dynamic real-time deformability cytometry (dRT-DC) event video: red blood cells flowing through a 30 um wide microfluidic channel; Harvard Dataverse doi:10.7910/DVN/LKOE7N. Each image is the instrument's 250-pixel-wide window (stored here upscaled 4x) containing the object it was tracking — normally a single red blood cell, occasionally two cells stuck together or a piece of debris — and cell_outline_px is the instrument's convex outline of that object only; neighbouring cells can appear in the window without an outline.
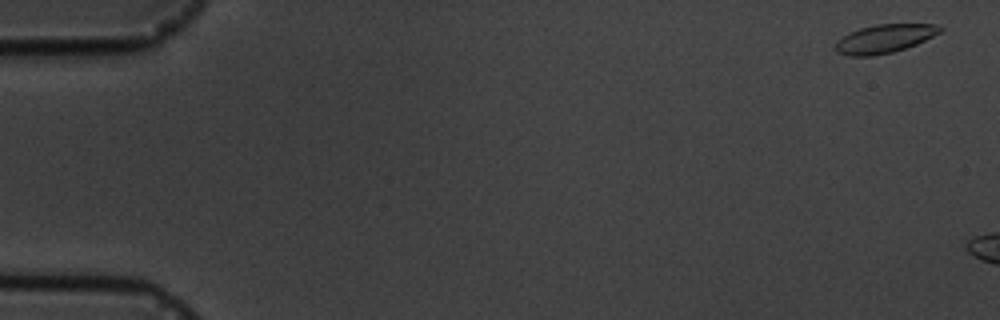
{"species": "common noctule bat (a hibernating species)", "species_latin": "Nyctalus noctula", "temperature_condition": "cold", "stored_images_in_passage": 4, "camera_frame_rate_fps": 3000, "um_per_image_px": 0.085, "animal": {"sex": "male", "body_mass_g": 19.5, "forearm_length_mm": 54.6}, "frame": {"image": 1, "passage_image": 1, "time_ms": 0.0, "image_size_px": [1000, 320], "cell_outline_px": [[944, 28], [940, 32], [916, 44], [892, 52], [872, 56], [848, 56], [836, 52], [836, 44], [844, 36], [860, 28], [876, 24], [936, 24]], "centroid_in_image_um": [75.19, 3.29], "position_along_channel_um": 9.8, "area_um2": 17.05}}